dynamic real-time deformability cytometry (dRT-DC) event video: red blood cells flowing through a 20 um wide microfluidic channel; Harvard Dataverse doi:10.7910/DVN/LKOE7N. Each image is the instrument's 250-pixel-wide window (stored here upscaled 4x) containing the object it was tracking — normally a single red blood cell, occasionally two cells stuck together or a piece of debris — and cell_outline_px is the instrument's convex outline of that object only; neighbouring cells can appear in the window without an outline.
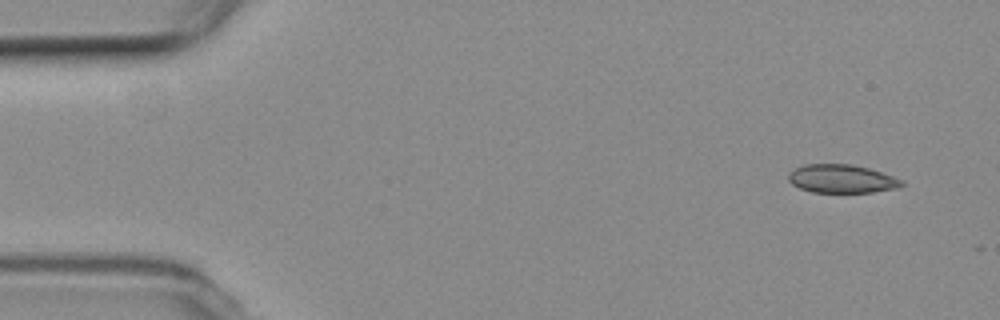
{"species": "common noctule bat (a hibernating species)", "species_latin": "Nyctalus noctula", "temperature_condition": "room temperature", "stored_images_in_passage": 4, "camera_frame_rate_fps": 3000, "um_per_image_px": 0.085, "animal": {"sex": "female", "body_mass_g": 19.3, "forearm_length_mm": 54.1}, "frame": {"image": 1, "passage_image": 1, "time_ms": 0.0, "image_size_px": [1000, 320], "cell_outline_px": [[904, 184], [896, 188], [872, 192], [812, 192], [800, 188], [792, 184], [788, 180], [788, 172], [804, 164], [852, 164], [868, 168], [904, 180]], "centroid_in_image_um": [71.52, 15.19], "position_along_channel_um": 13.5, "area_um2": 18.67}}